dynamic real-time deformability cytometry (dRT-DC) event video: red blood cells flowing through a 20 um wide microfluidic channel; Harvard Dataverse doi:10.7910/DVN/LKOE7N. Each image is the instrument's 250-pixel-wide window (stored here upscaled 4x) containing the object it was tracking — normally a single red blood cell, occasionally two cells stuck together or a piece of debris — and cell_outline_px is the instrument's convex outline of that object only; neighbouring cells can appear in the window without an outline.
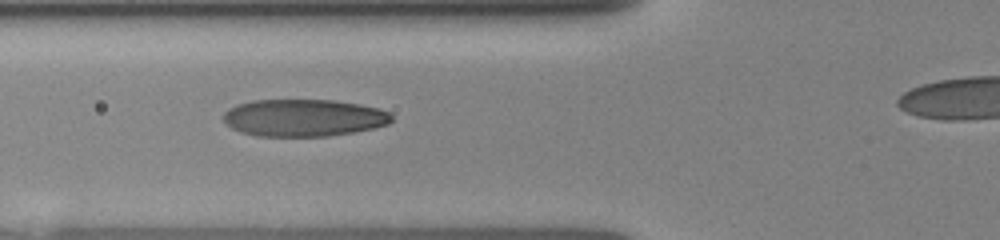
{"species": "human", "species_latin": "Homo sapiens", "temperature_condition": "room temperature", "stored_images_in_passage": 23, "camera_frame_rate_fps": 3000, "um_per_image_px": 0.085, "donor": {"sex": "female"}, "frame": {"image": 1, "passage_image": 2, "time_ms": 0.667, "image_size_px": [1000, 240], "cell_outline_px": [[392, 120], [388, 124], [372, 128], [352, 132], [328, 136], [256, 136], [240, 132], [232, 128], [224, 120], [224, 112], [228, 108], [236, 104], [252, 100], [332, 100], [360, 104], [380, 108], [388, 112], [392, 116]], "centroid_in_image_um": [25.79, 10.0], "position_along_channel_um": 100.0, "area_um2": 36.53}}
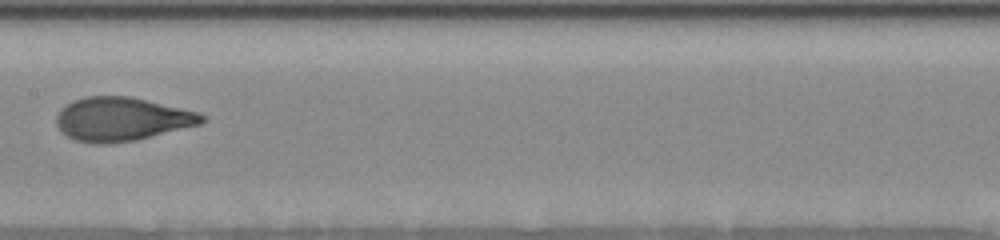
{"frame": {"image": 2, "passage_image": 5, "time_ms": 3.0, "image_size_px": [1000, 240], "cell_outline_px": [[204, 120], [200, 124], [136, 140], [108, 144], [96, 144], [76, 140], [68, 136], [56, 124], [56, 116], [60, 108], [72, 100], [84, 96], [132, 96], [200, 112], [204, 116]], "centroid_in_image_um": [10.33, 10.11], "position_along_channel_um": 197.1, "area_um2": 37.11}}
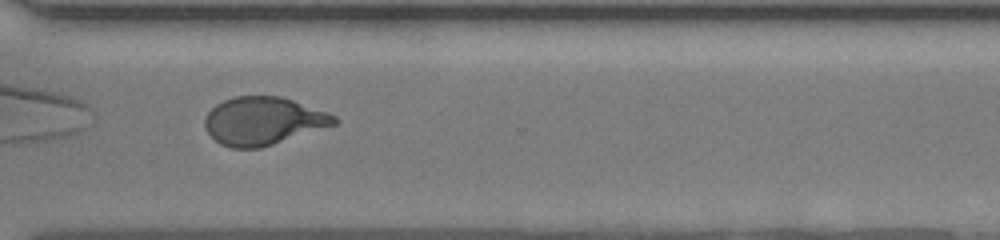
{"frame": {"image": 3, "passage_image": 15, "time_ms": 6.667, "image_size_px": [1000, 240], "cell_outline_px": [[340, 120], [336, 124], [260, 148], [232, 148], [220, 144], [204, 128], [204, 120], [208, 112], [216, 104], [224, 100], [236, 96], [280, 96], [328, 112], [336, 116]], "centroid_in_image_um": [22.36, 10.28], "position_along_channel_um": 348.2, "area_um2": 35.95}}